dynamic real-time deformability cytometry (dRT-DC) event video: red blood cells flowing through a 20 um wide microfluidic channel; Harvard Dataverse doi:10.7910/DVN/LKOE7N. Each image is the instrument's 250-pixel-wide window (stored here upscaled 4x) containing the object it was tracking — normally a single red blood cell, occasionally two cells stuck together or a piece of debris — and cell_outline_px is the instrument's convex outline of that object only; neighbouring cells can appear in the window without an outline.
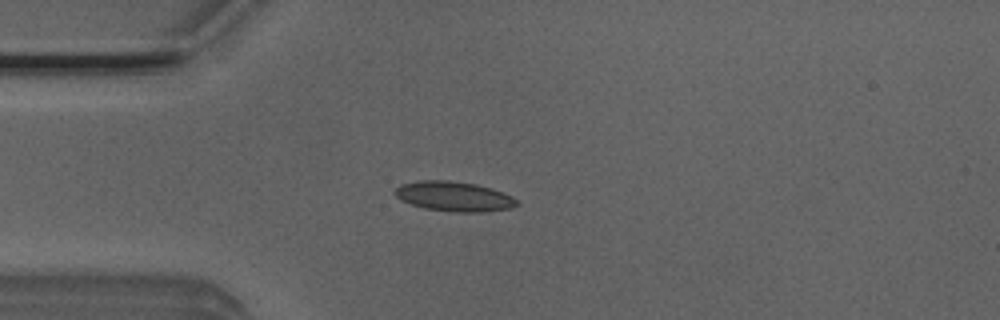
{"species": "Egyptian fruit bat (a non-hibernating species)", "species_latin": "Rousettus aegyptiacus", "temperature_condition": "room temperature", "stored_images_in_passage": 3, "camera_frame_rate_fps": 3000, "um_per_image_px": 0.085, "animal": {"sex": "male"}, "frame": {"image": 1, "passage_image": 3, "time_ms": 0.667, "image_size_px": [1000, 320], "cell_outline_px": [[520, 204], [508, 208], [484, 212], [456, 212], [424, 208], [400, 200], [392, 192], [400, 184], [420, 180], [448, 180], [476, 184], [492, 188], [504, 192], [512, 196]], "centroid_in_image_um": [38.57, 16.68], "position_along_channel_um": 46.4, "area_um2": 21.27}}